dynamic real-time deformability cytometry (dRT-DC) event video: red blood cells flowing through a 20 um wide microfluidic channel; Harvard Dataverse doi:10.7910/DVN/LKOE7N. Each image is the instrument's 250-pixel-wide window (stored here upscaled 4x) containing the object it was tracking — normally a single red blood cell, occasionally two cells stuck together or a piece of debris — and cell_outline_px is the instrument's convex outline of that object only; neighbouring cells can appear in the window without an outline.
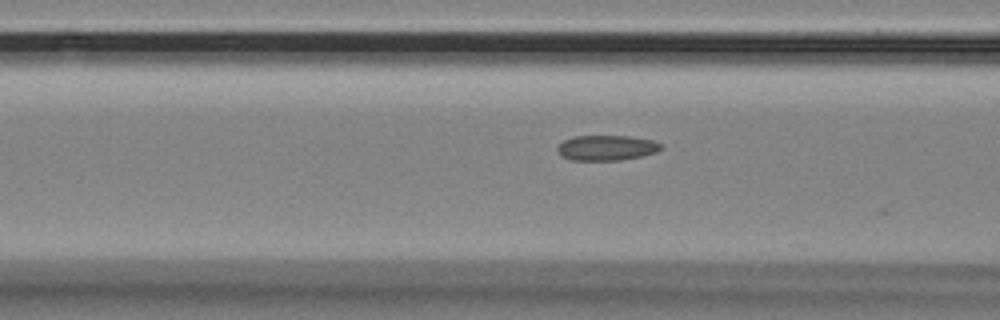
{"species": "Egyptian fruit bat (a non-hibernating species)", "species_latin": "Rousettus aegyptiacus", "temperature_condition": "room temperature", "stored_images_in_passage": 32, "camera_frame_rate_fps": 3000, "um_per_image_px": 0.085, "animal": {"sex": "female"}, "frame": {"image": 1, "passage_image": 4, "time_ms": 1.0, "image_size_px": [1000, 320], "cell_outline_px": [[664, 148], [656, 152], [640, 156], [620, 160], [572, 160], [560, 156], [556, 148], [564, 140], [572, 136], [632, 136], [652, 140], [660, 144]], "centroid_in_image_um": [51.54, 12.56], "position_along_channel_um": 115.1, "area_um2": 15.26}}
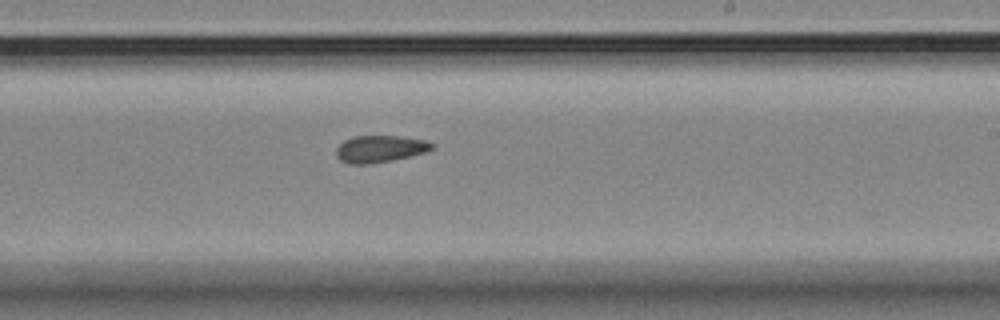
{"frame": {"image": 2, "passage_image": 16, "time_ms": 5.0, "image_size_px": [1000, 320], "cell_outline_px": [[432, 148], [424, 152], [392, 160], [368, 164], [348, 164], [340, 160], [336, 156], [336, 148], [344, 140], [352, 136], [400, 136], [424, 140], [432, 144]], "centroid_in_image_um": [32.22, 12.65], "position_along_channel_um": 256.8, "area_um2": 14.85}}
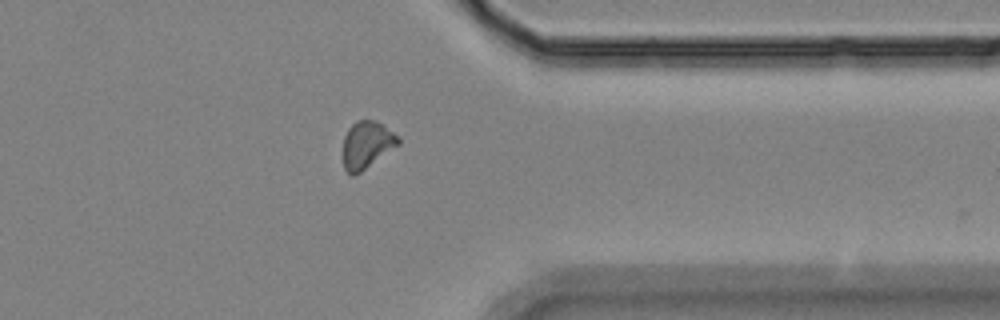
{"frame": {"image": 3, "passage_image": 27, "time_ms": 8.667, "image_size_px": [1000, 320], "cell_outline_px": [[400, 144], [360, 172], [352, 176], [344, 168], [344, 136], [348, 128], [356, 120], [372, 120], [380, 124], [400, 136]], "centroid_in_image_um": [31.19, 12.3], "position_along_channel_um": 380.2, "area_um2": 14.97}}